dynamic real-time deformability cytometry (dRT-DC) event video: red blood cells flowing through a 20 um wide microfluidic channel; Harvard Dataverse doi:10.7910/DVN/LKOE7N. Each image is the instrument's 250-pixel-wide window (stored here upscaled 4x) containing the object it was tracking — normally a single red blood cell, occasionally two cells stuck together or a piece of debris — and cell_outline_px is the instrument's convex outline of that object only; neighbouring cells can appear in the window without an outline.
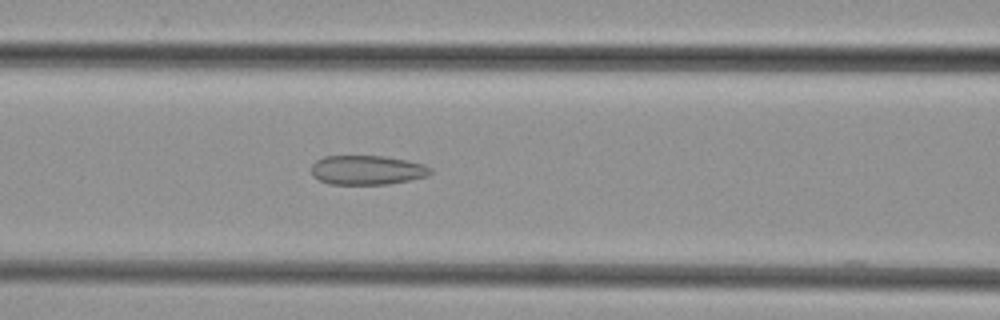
{"species": "common noctule bat (a hibernating species)", "species_latin": "Nyctalus noctula", "temperature_condition": "cold", "stored_images_in_passage": 47, "camera_frame_rate_fps": 3000, "um_per_image_px": 0.085, "animal": {"sex": "female", "body_mass_g": 29.2, "forearm_length_mm": 56.3}, "frame": {"image": 1, "passage_image": 19, "time_ms": 6.0, "image_size_px": [1000, 320], "cell_outline_px": [[432, 172], [428, 176], [388, 184], [328, 184], [312, 176], [312, 164], [316, 160], [324, 156], [384, 156], [408, 160], [424, 164], [432, 168]], "centroid_in_image_um": [31.21, 14.45], "position_along_channel_um": 135.4, "area_um2": 20.46}}
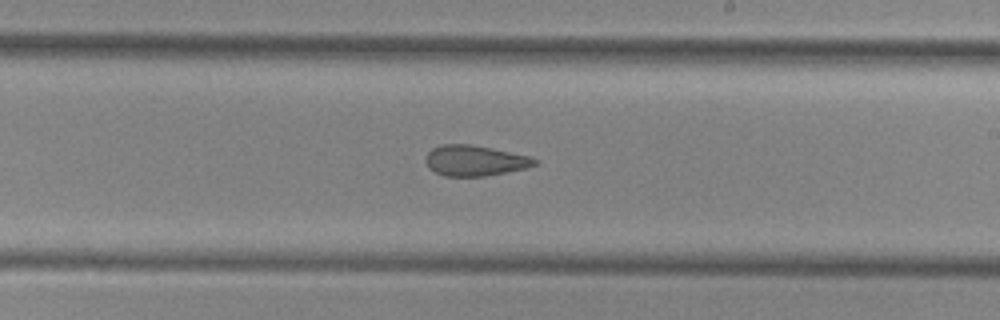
{"frame": {"image": 2, "passage_image": 27, "time_ms": 8.667, "image_size_px": [1000, 320], "cell_outline_px": [[540, 160], [536, 164], [524, 168], [484, 176], [444, 176], [428, 168], [424, 160], [428, 152], [432, 148], [440, 144], [472, 144], [532, 156]], "centroid_in_image_um": [40.34, 13.63], "position_along_channel_um": 248.7, "area_um2": 19.54}}
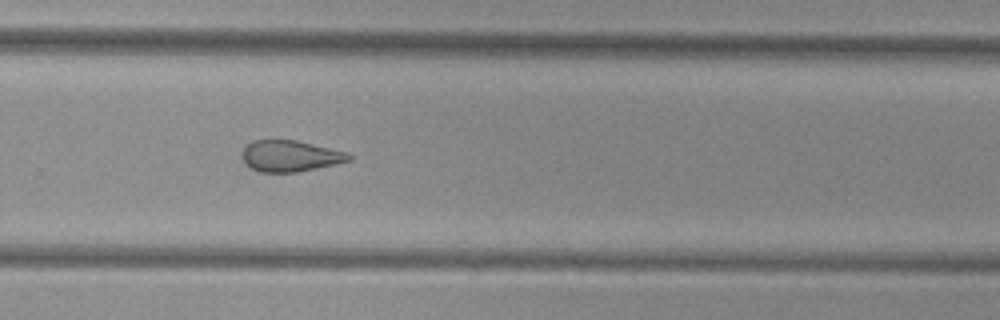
{"frame": {"image": 3, "passage_image": 31, "time_ms": 10.0, "image_size_px": [1000, 320], "cell_outline_px": [[352, 160], [336, 164], [296, 172], [260, 172], [248, 168], [244, 164], [240, 156], [240, 152], [252, 140], [296, 140], [348, 152], [352, 156]], "centroid_in_image_um": [24.62, 13.26], "position_along_channel_um": 305.2, "area_um2": 19.71}}